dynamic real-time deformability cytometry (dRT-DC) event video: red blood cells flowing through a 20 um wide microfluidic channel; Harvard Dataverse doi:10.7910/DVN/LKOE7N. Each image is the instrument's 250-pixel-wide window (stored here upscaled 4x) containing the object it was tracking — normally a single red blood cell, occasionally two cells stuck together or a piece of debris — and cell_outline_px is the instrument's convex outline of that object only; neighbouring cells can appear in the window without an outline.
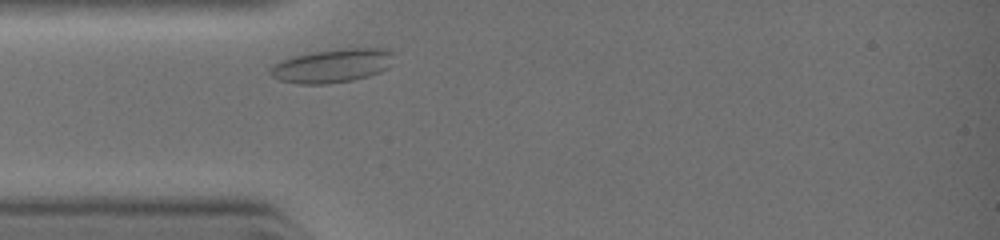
{"species": "common noctule bat (a hibernating species)", "species_latin": "Nyctalus noctula", "temperature_condition": "warm", "stored_images_in_passage": 4, "camera_frame_rate_fps": 3000, "um_per_image_px": 0.085, "animal": {"sex": "female", "body_mass_g": 19.0, "forearm_length_mm": 51.5}, "frame": {"image": 1, "passage_image": 2, "time_ms": 0.333, "image_size_px": [1000, 240], "cell_outline_px": [[392, 52], [388, 68], [380, 72], [368, 76], [352, 80], [328, 84], [300, 84], [280, 80], [272, 76], [268, 72], [280, 60], [296, 56], [316, 52], [344, 48], [380, 48]], "centroid_in_image_um": [28.23, 5.6], "position_along_channel_um": 56.8, "area_um2": 23.76}}